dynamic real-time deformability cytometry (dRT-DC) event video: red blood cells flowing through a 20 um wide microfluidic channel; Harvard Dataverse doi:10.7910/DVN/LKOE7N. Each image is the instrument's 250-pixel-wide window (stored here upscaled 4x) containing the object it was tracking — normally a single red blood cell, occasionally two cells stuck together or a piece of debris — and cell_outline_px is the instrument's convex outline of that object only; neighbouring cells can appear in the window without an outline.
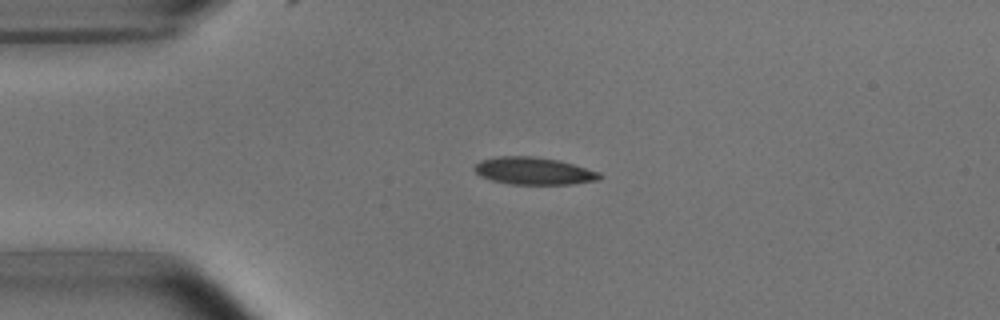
{"species": "common noctule bat (a hibernating species)", "species_latin": "Nyctalus noctula", "temperature_condition": "room temperature", "stored_images_in_passage": 2, "camera_frame_rate_fps": 3000, "um_per_image_px": 0.085, "animal": {"sex": "male", "body_mass_g": 15.6}, "frame": {"image": 1, "passage_image": 1, "time_ms": 0.0, "image_size_px": [1000, 320], "cell_outline_px": [[604, 176], [600, 180], [572, 184], [512, 184], [492, 180], [480, 176], [472, 168], [480, 160], [496, 156], [532, 156], [560, 160], [600, 172]], "centroid_in_image_um": [45.39, 14.52], "position_along_channel_um": 39.6, "area_um2": 20.11}}